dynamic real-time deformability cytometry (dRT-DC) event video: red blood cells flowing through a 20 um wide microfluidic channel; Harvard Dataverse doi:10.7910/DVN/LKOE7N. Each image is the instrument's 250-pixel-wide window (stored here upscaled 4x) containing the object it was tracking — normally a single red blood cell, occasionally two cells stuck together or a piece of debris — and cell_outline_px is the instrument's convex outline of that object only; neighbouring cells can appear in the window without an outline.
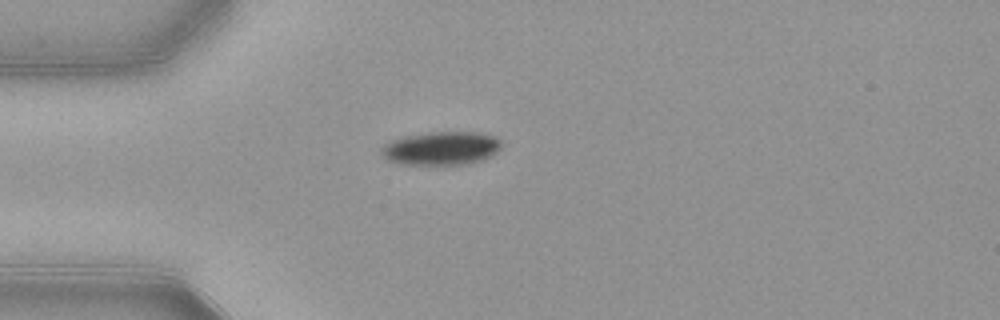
{"species": "common noctule bat (a hibernating species)", "species_latin": "Nyctalus noctula", "temperature_condition": "warm", "stored_images_in_passage": 40, "camera_frame_rate_fps": 3000, "um_per_image_px": 0.085, "animal": {"sex": "female", "body_mass_g": 21.9}, "frame": {"image": 1, "passage_image": 1, "time_ms": 0.0, "image_size_px": [1000, 320], "cell_outline_px": [[500, 148], [492, 156], [468, 164], [400, 164], [388, 160], [380, 156], [380, 148], [384, 144], [392, 140], [408, 136], [432, 132], [476, 132], [496, 136], [500, 140]], "centroid_in_image_um": [37.49, 12.61], "position_along_channel_um": 47.5, "area_um2": 23.35}}
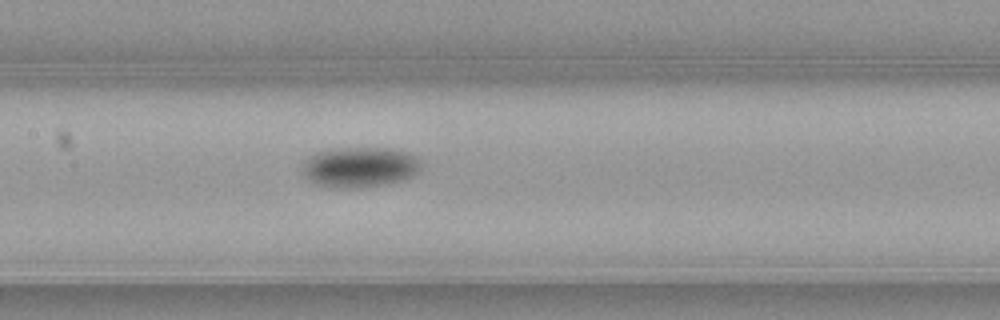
{"frame": {"image": 2, "passage_image": 12, "time_ms": 3.667, "image_size_px": [1000, 320], "cell_outline_px": [[424, 164], [412, 176], [404, 180], [360, 188], [324, 188], [312, 184], [304, 176], [300, 168], [312, 156], [320, 152], [344, 148], [388, 148], [408, 152], [416, 156]], "centroid_in_image_um": [30.58, 14.23], "position_along_channel_um": 176.8, "area_um2": 28.09}}
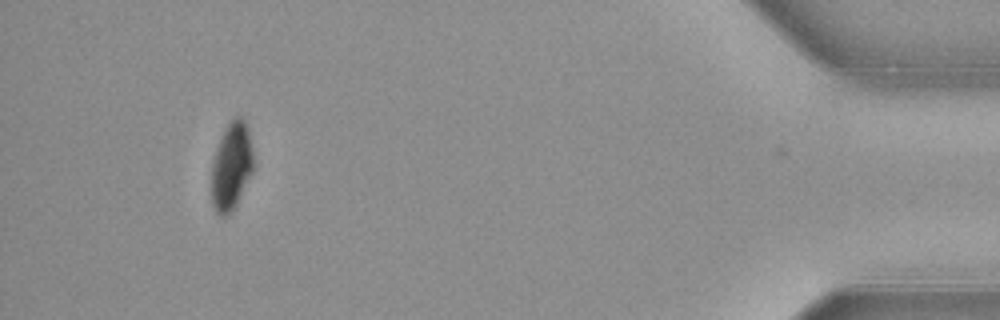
{"frame": {"image": 3, "passage_image": 36, "time_ms": 11.667, "image_size_px": [1000, 320], "cell_outline_px": [[252, 172], [236, 204], [224, 216], [220, 216], [216, 212], [212, 204], [212, 164], [224, 128], [236, 116], [240, 116], [244, 120], [248, 128], [252, 148]], "centroid_in_image_um": [19.67, 14.11], "position_along_channel_um": 415.5, "area_um2": 20.81}, "authors_computed_cell_mechanics": {"area_um2": 24.9696, "velocity_mm_per_s": 3.8927, "shape_relaxation_time_tau1_ms": 1.7154, "shape_relaxation_time_tau2_ms": null, "deformation_change_tau1": 0.1134, "deformation_change_tau2": null}}